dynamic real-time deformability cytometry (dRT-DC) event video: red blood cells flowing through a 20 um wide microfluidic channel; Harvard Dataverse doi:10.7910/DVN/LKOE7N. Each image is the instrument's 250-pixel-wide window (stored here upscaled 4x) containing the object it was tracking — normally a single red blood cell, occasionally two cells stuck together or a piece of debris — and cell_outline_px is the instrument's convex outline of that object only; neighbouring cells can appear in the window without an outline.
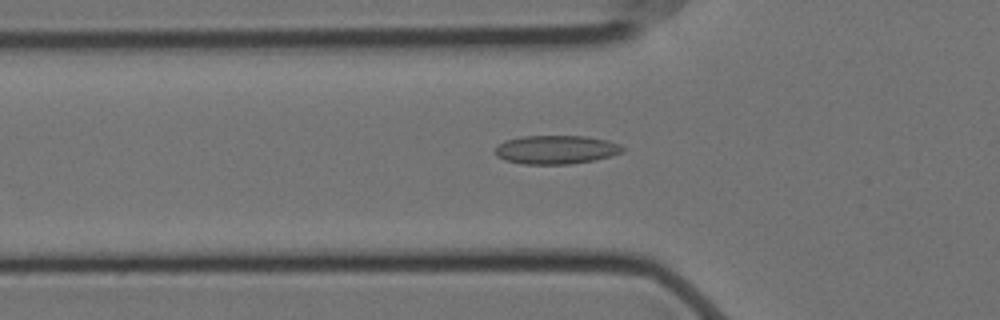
{"species": "Egyptian fruit bat (a non-hibernating species)", "species_latin": "Rousettus aegyptiacus", "temperature_condition": "cold", "stored_images_in_passage": 48, "camera_frame_rate_fps": 3000, "um_per_image_px": 0.085, "animal": {"sex": "female"}, "frame": {"image": 1, "passage_image": 18, "time_ms": 5.667, "image_size_px": [1000, 320], "cell_outline_px": [[624, 152], [612, 156], [596, 160], [568, 164], [524, 164], [504, 160], [496, 156], [492, 152], [504, 140], [524, 136], [588, 136], [608, 140], [620, 144], [624, 148]], "centroid_in_image_um": [47.28, 12.72], "position_along_channel_um": 78.5, "area_um2": 21.56}}
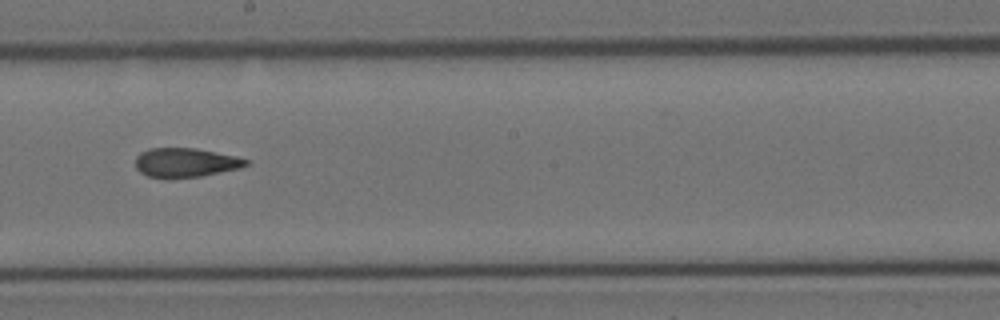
{"frame": {"image": 2, "passage_image": 31, "time_ms": 10.0, "image_size_px": [1000, 320], "cell_outline_px": [[252, 160], [248, 164], [240, 168], [200, 176], [168, 180], [148, 176], [140, 172], [136, 168], [136, 156], [140, 152], [148, 148], [196, 148], [236, 156]], "centroid_in_image_um": [15.75, 13.83], "position_along_channel_um": 232.4, "area_um2": 19.19}}
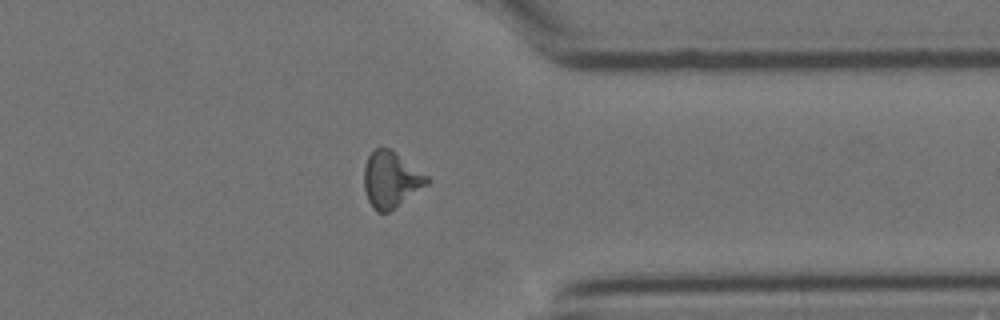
{"frame": {"image": 3, "passage_image": 44, "time_ms": 14.333, "image_size_px": [1000, 320], "cell_outline_px": [[432, 180], [428, 184], [388, 212], [376, 212], [372, 208], [368, 200], [364, 188], [364, 168], [368, 156], [376, 148], [392, 148], [428, 176]], "centroid_in_image_um": [33.23, 15.25], "position_along_channel_um": 378.2, "area_um2": 20.58}, "authors_computed_cell_mechanics": {"area_um2": 20.0855, "velocity_mm_per_s": 3.5273, "shape_relaxation_time_tau1_ms": null, "shape_relaxation_time_tau2_ms": 3.266, "deformation_change_tau1": null, "deformation_change_tau2": 0.111}}